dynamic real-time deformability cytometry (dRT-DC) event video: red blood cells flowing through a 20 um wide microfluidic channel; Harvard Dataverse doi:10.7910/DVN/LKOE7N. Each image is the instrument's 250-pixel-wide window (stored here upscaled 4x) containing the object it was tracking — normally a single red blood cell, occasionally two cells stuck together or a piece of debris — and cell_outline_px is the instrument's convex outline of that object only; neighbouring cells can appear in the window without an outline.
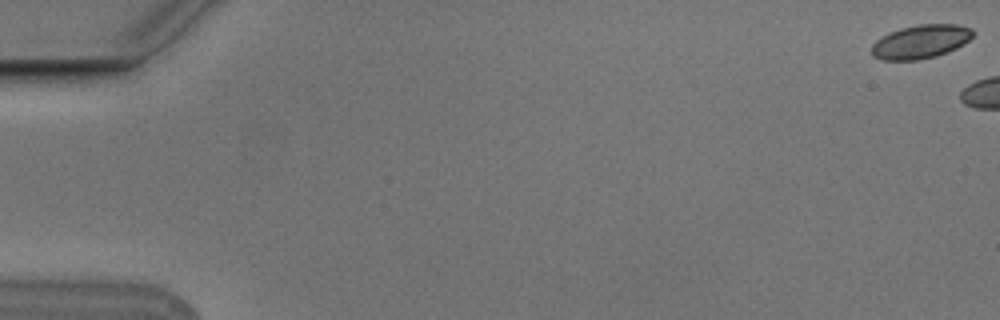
{"species": "Egyptian fruit bat (a non-hibernating species)", "species_latin": "Rousettus aegyptiacus", "temperature_condition": "cold", "stored_images_in_passage": 3, "camera_frame_rate_fps": 3000, "um_per_image_px": 0.085, "animal": {"sex": "male"}, "frame": {"image": 1, "passage_image": 1, "time_ms": 0.0, "image_size_px": [1000, 320], "cell_outline_px": [[972, 36], [964, 44], [956, 48], [936, 56], [916, 60], [880, 60], [872, 56], [872, 44], [876, 40], [900, 28], [916, 24], [956, 24], [972, 28]], "centroid_in_image_um": [78.25, 3.54], "position_along_channel_um": 6.8, "area_um2": 19.77}}